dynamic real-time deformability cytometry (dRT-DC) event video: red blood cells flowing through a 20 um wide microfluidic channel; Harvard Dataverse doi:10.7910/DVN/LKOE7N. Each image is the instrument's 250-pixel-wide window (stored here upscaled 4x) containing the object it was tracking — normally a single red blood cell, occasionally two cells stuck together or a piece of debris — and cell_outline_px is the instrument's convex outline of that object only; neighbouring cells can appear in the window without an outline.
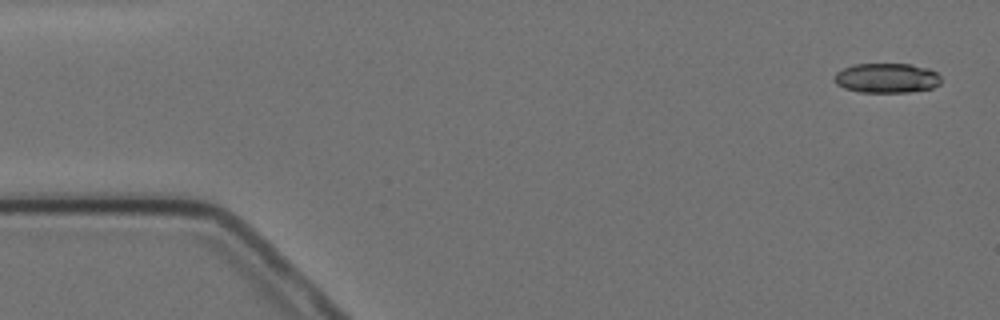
{"species": "Egyptian fruit bat (a non-hibernating species)", "species_latin": "Rousettus aegyptiacus", "temperature_condition": "cold", "stored_images_in_passage": 4, "camera_frame_rate_fps": 3000, "um_per_image_px": 0.085, "animal": {"sex": "female"}, "frame": {"image": 1, "passage_image": 1, "time_ms": 0.0, "image_size_px": [1000, 320], "cell_outline_px": [[940, 84], [932, 88], [908, 92], [860, 92], [844, 88], [836, 84], [832, 80], [836, 72], [844, 68], [856, 64], [912, 64], [928, 68], [936, 72], [940, 76]], "centroid_in_image_um": [75.36, 6.63], "position_along_channel_um": 9.6, "area_um2": 18.55}}
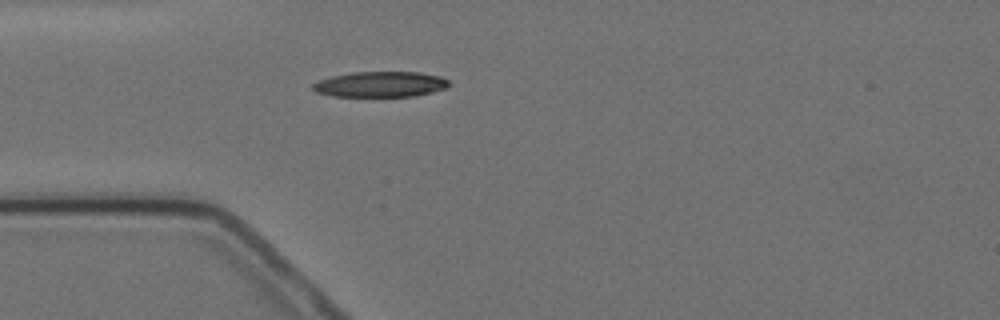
{"frame": {"image": 2, "passage_image": 4, "time_ms": 4.333, "image_size_px": [1000, 320], "cell_outline_px": [[448, 88], [432, 92], [412, 96], [332, 96], [316, 92], [312, 88], [312, 84], [320, 80], [332, 76], [352, 72], [420, 72], [440, 76], [448, 80]], "centroid_in_image_um": [32.34, 7.16], "position_along_channel_um": 52.7, "area_um2": 20.17}}